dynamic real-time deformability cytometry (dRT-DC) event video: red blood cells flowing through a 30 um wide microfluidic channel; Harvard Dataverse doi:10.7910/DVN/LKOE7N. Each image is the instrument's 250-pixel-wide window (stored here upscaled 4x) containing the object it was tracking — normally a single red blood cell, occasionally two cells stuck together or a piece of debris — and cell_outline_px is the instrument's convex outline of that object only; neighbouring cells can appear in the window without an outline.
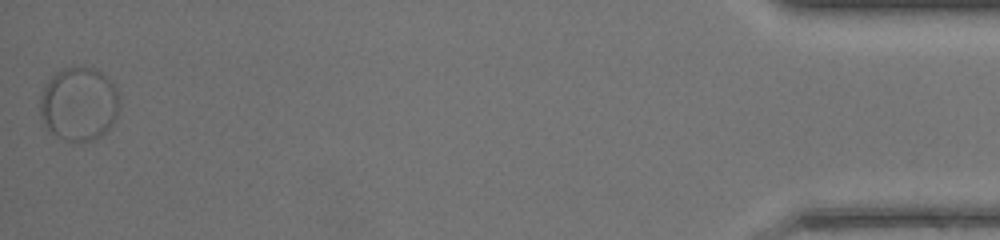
{"species": "common noctule bat (a hibernating species)", "species_latin": "Nyctalus noctula", "temperature_condition": "warm", "stored_images_in_passage": 34, "segment_of_instrument_passage": [2, 2], "camera_frame_rate_fps": 3000, "um_per_image_px": 0.085, "animal": {"sex": "female", "body_mass_g": 17.0, "forearm_length_mm": 48.0}, "frame": {"image": 1, "passage_image": 34, "time_ms": 11.0, "image_size_px": [1000, 240], "cell_outline_px": [[120, 108], [112, 124], [100, 136], [92, 140], [68, 140], [52, 132], [48, 128], [40, 116], [40, 96], [44, 84], [56, 72], [64, 68], [96, 68], [116, 88], [120, 96]], "centroid_in_image_um": [6.71, 8.81], "position_along_channel_um": 428.5, "area_um2": 33.7}}